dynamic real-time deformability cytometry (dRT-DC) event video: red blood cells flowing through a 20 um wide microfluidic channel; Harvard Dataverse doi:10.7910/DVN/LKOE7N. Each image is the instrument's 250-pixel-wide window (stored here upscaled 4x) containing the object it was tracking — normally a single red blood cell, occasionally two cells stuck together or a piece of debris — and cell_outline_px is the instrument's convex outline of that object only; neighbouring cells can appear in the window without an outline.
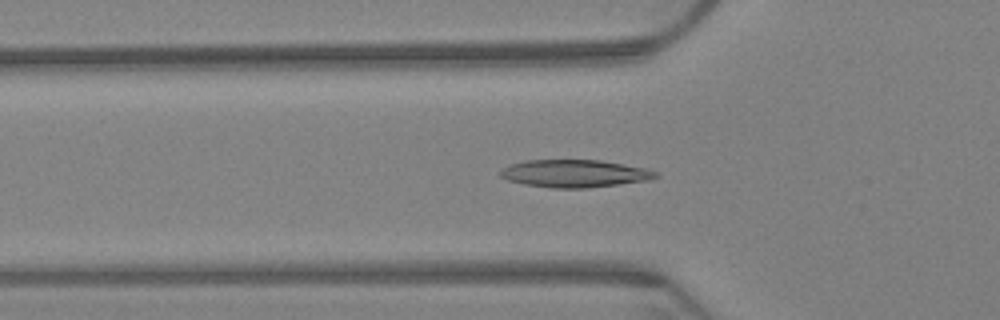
{"species": "Egyptian fruit bat (a non-hibernating species)", "species_latin": "Rousettus aegyptiacus", "temperature_condition": "warm", "stored_images_in_passage": 49, "camera_frame_rate_fps": 3000, "um_per_image_px": 0.085, "animal": {"sex": "female"}, "frame": {"image": 1, "passage_image": 21, "time_ms": 6.667, "image_size_px": [1000, 320], "cell_outline_px": [[660, 176], [652, 180], [588, 188], [552, 188], [524, 184], [508, 180], [500, 176], [500, 172], [508, 164], [524, 160], [600, 160], [648, 168], [656, 172]], "centroid_in_image_um": [48.88, 14.75], "position_along_channel_um": 76.9, "area_um2": 25.2}}
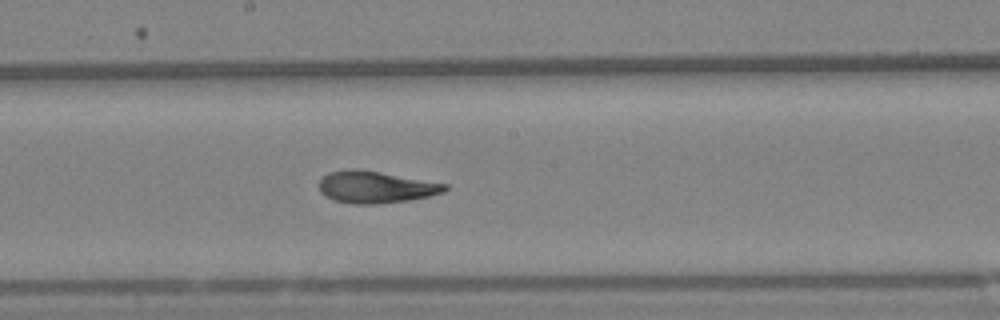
{"frame": {"image": 2, "passage_image": 34, "time_ms": 11.0, "image_size_px": [1000, 320], "cell_outline_px": [[448, 188], [444, 192], [428, 196], [408, 200], [380, 204], [352, 204], [332, 200], [320, 192], [320, 180], [328, 172], [352, 168], [360, 168], [448, 184]], "centroid_in_image_um": [31.92, 15.89], "position_along_channel_um": 216.3, "area_um2": 23.58}}
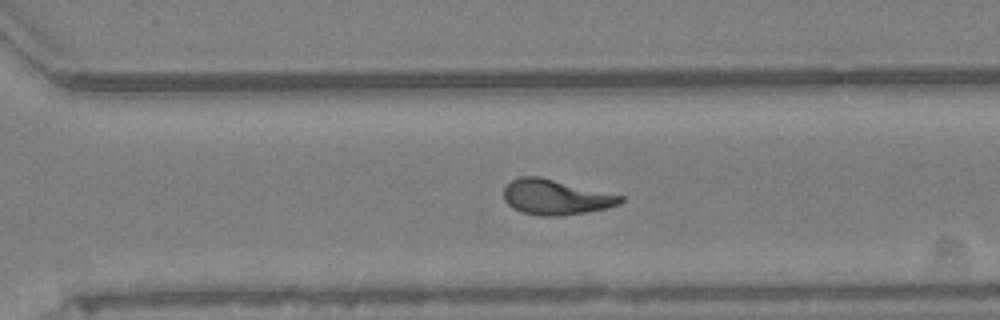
{"frame": {"image": 3, "passage_image": 44, "time_ms": 14.333, "image_size_px": [1000, 320], "cell_outline_px": [[624, 200], [620, 204], [608, 208], [560, 216], [540, 216], [520, 212], [512, 208], [504, 200], [504, 188], [512, 180], [520, 176], [540, 176], [624, 196]], "centroid_in_image_um": [47.23, 16.76], "position_along_channel_um": 323.4, "area_um2": 24.04}, "authors_computed_cell_mechanics": {"area_um2": 24.0448, "velocity_mm_per_s": 3.2151, "shape_relaxation_time_tau1_ms": 8.026, "shape_relaxation_time_tau2_ms": 2.7561, "deformation_change_tau1": 0.2115, "deformation_change_tau2": 0.0897}}